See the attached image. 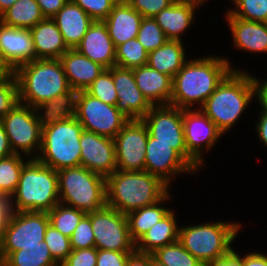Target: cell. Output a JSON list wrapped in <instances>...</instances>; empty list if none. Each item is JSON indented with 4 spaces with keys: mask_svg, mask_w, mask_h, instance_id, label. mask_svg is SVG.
<instances>
[{
    "mask_svg": "<svg viewBox=\"0 0 267 266\" xmlns=\"http://www.w3.org/2000/svg\"><path fill=\"white\" fill-rule=\"evenodd\" d=\"M148 62V52L137 38L130 39L116 47L115 66L133 69L146 65Z\"/></svg>",
    "mask_w": 267,
    "mask_h": 266,
    "instance_id": "obj_36",
    "label": "cell"
},
{
    "mask_svg": "<svg viewBox=\"0 0 267 266\" xmlns=\"http://www.w3.org/2000/svg\"><path fill=\"white\" fill-rule=\"evenodd\" d=\"M72 250L95 247V237L90 217L86 214L70 237Z\"/></svg>",
    "mask_w": 267,
    "mask_h": 266,
    "instance_id": "obj_42",
    "label": "cell"
},
{
    "mask_svg": "<svg viewBox=\"0 0 267 266\" xmlns=\"http://www.w3.org/2000/svg\"><path fill=\"white\" fill-rule=\"evenodd\" d=\"M113 82L117 94L116 108L129 120H140L152 105L137 87L133 69L113 66Z\"/></svg>",
    "mask_w": 267,
    "mask_h": 266,
    "instance_id": "obj_18",
    "label": "cell"
},
{
    "mask_svg": "<svg viewBox=\"0 0 267 266\" xmlns=\"http://www.w3.org/2000/svg\"><path fill=\"white\" fill-rule=\"evenodd\" d=\"M19 102L15 75L7 71L0 78V120Z\"/></svg>",
    "mask_w": 267,
    "mask_h": 266,
    "instance_id": "obj_41",
    "label": "cell"
},
{
    "mask_svg": "<svg viewBox=\"0 0 267 266\" xmlns=\"http://www.w3.org/2000/svg\"><path fill=\"white\" fill-rule=\"evenodd\" d=\"M83 126L69 111H47L42 124L38 161L55 171L81 166Z\"/></svg>",
    "mask_w": 267,
    "mask_h": 266,
    "instance_id": "obj_3",
    "label": "cell"
},
{
    "mask_svg": "<svg viewBox=\"0 0 267 266\" xmlns=\"http://www.w3.org/2000/svg\"><path fill=\"white\" fill-rule=\"evenodd\" d=\"M97 248L72 250L60 266H96Z\"/></svg>",
    "mask_w": 267,
    "mask_h": 266,
    "instance_id": "obj_45",
    "label": "cell"
},
{
    "mask_svg": "<svg viewBox=\"0 0 267 266\" xmlns=\"http://www.w3.org/2000/svg\"><path fill=\"white\" fill-rule=\"evenodd\" d=\"M126 266H150V254L134 251L129 255Z\"/></svg>",
    "mask_w": 267,
    "mask_h": 266,
    "instance_id": "obj_53",
    "label": "cell"
},
{
    "mask_svg": "<svg viewBox=\"0 0 267 266\" xmlns=\"http://www.w3.org/2000/svg\"><path fill=\"white\" fill-rule=\"evenodd\" d=\"M172 209L159 222L152 226L136 243L135 251L153 254L157 249L178 241L179 226Z\"/></svg>",
    "mask_w": 267,
    "mask_h": 266,
    "instance_id": "obj_28",
    "label": "cell"
},
{
    "mask_svg": "<svg viewBox=\"0 0 267 266\" xmlns=\"http://www.w3.org/2000/svg\"><path fill=\"white\" fill-rule=\"evenodd\" d=\"M69 0H36L45 18H52Z\"/></svg>",
    "mask_w": 267,
    "mask_h": 266,
    "instance_id": "obj_49",
    "label": "cell"
},
{
    "mask_svg": "<svg viewBox=\"0 0 267 266\" xmlns=\"http://www.w3.org/2000/svg\"><path fill=\"white\" fill-rule=\"evenodd\" d=\"M169 145L154 142V138L148 133L145 171L159 177L170 187L181 173L196 175V171Z\"/></svg>",
    "mask_w": 267,
    "mask_h": 266,
    "instance_id": "obj_16",
    "label": "cell"
},
{
    "mask_svg": "<svg viewBox=\"0 0 267 266\" xmlns=\"http://www.w3.org/2000/svg\"><path fill=\"white\" fill-rule=\"evenodd\" d=\"M258 112V122L254 125L255 132L258 134L259 142L267 148V109L260 107Z\"/></svg>",
    "mask_w": 267,
    "mask_h": 266,
    "instance_id": "obj_50",
    "label": "cell"
},
{
    "mask_svg": "<svg viewBox=\"0 0 267 266\" xmlns=\"http://www.w3.org/2000/svg\"><path fill=\"white\" fill-rule=\"evenodd\" d=\"M143 16L133 9L125 0H119L108 17L104 19L108 33L115 47L137 38Z\"/></svg>",
    "mask_w": 267,
    "mask_h": 266,
    "instance_id": "obj_25",
    "label": "cell"
},
{
    "mask_svg": "<svg viewBox=\"0 0 267 266\" xmlns=\"http://www.w3.org/2000/svg\"><path fill=\"white\" fill-rule=\"evenodd\" d=\"M1 263L3 266H60L45 241L41 246H22L21 250L9 253Z\"/></svg>",
    "mask_w": 267,
    "mask_h": 266,
    "instance_id": "obj_32",
    "label": "cell"
},
{
    "mask_svg": "<svg viewBox=\"0 0 267 266\" xmlns=\"http://www.w3.org/2000/svg\"><path fill=\"white\" fill-rule=\"evenodd\" d=\"M17 0H0V16L9 9Z\"/></svg>",
    "mask_w": 267,
    "mask_h": 266,
    "instance_id": "obj_55",
    "label": "cell"
},
{
    "mask_svg": "<svg viewBox=\"0 0 267 266\" xmlns=\"http://www.w3.org/2000/svg\"><path fill=\"white\" fill-rule=\"evenodd\" d=\"M253 78L256 85V102L267 109V79H259L254 75Z\"/></svg>",
    "mask_w": 267,
    "mask_h": 266,
    "instance_id": "obj_52",
    "label": "cell"
},
{
    "mask_svg": "<svg viewBox=\"0 0 267 266\" xmlns=\"http://www.w3.org/2000/svg\"><path fill=\"white\" fill-rule=\"evenodd\" d=\"M244 266H267V254L263 252H248L243 255Z\"/></svg>",
    "mask_w": 267,
    "mask_h": 266,
    "instance_id": "obj_51",
    "label": "cell"
},
{
    "mask_svg": "<svg viewBox=\"0 0 267 266\" xmlns=\"http://www.w3.org/2000/svg\"><path fill=\"white\" fill-rule=\"evenodd\" d=\"M254 99V100H253ZM256 85L248 71L232 70L208 97L200 110L225 135L256 101Z\"/></svg>",
    "mask_w": 267,
    "mask_h": 266,
    "instance_id": "obj_4",
    "label": "cell"
},
{
    "mask_svg": "<svg viewBox=\"0 0 267 266\" xmlns=\"http://www.w3.org/2000/svg\"><path fill=\"white\" fill-rule=\"evenodd\" d=\"M57 173L60 203L86 214L106 206V177L83 166L64 168Z\"/></svg>",
    "mask_w": 267,
    "mask_h": 266,
    "instance_id": "obj_8",
    "label": "cell"
},
{
    "mask_svg": "<svg viewBox=\"0 0 267 266\" xmlns=\"http://www.w3.org/2000/svg\"><path fill=\"white\" fill-rule=\"evenodd\" d=\"M14 212H49L60 203L58 173L36 158L23 166L19 183L9 198Z\"/></svg>",
    "mask_w": 267,
    "mask_h": 266,
    "instance_id": "obj_6",
    "label": "cell"
},
{
    "mask_svg": "<svg viewBox=\"0 0 267 266\" xmlns=\"http://www.w3.org/2000/svg\"><path fill=\"white\" fill-rule=\"evenodd\" d=\"M81 7L94 21H103L119 0H72Z\"/></svg>",
    "mask_w": 267,
    "mask_h": 266,
    "instance_id": "obj_43",
    "label": "cell"
},
{
    "mask_svg": "<svg viewBox=\"0 0 267 266\" xmlns=\"http://www.w3.org/2000/svg\"><path fill=\"white\" fill-rule=\"evenodd\" d=\"M148 128L140 120H129L114 138L117 170L145 171Z\"/></svg>",
    "mask_w": 267,
    "mask_h": 266,
    "instance_id": "obj_14",
    "label": "cell"
},
{
    "mask_svg": "<svg viewBox=\"0 0 267 266\" xmlns=\"http://www.w3.org/2000/svg\"><path fill=\"white\" fill-rule=\"evenodd\" d=\"M79 142L81 166L104 177L117 170L114 139L83 130Z\"/></svg>",
    "mask_w": 267,
    "mask_h": 266,
    "instance_id": "obj_17",
    "label": "cell"
},
{
    "mask_svg": "<svg viewBox=\"0 0 267 266\" xmlns=\"http://www.w3.org/2000/svg\"><path fill=\"white\" fill-rule=\"evenodd\" d=\"M184 41L168 40L164 45L148 53L147 64L155 70L174 77L189 59Z\"/></svg>",
    "mask_w": 267,
    "mask_h": 266,
    "instance_id": "obj_29",
    "label": "cell"
},
{
    "mask_svg": "<svg viewBox=\"0 0 267 266\" xmlns=\"http://www.w3.org/2000/svg\"><path fill=\"white\" fill-rule=\"evenodd\" d=\"M205 55L188 59L173 77L170 105L183 110L200 109L232 70H241L232 66L230 58Z\"/></svg>",
    "mask_w": 267,
    "mask_h": 266,
    "instance_id": "obj_2",
    "label": "cell"
},
{
    "mask_svg": "<svg viewBox=\"0 0 267 266\" xmlns=\"http://www.w3.org/2000/svg\"><path fill=\"white\" fill-rule=\"evenodd\" d=\"M19 103L45 112L70 109L74 92L59 59H34L13 71Z\"/></svg>",
    "mask_w": 267,
    "mask_h": 266,
    "instance_id": "obj_1",
    "label": "cell"
},
{
    "mask_svg": "<svg viewBox=\"0 0 267 266\" xmlns=\"http://www.w3.org/2000/svg\"><path fill=\"white\" fill-rule=\"evenodd\" d=\"M232 249L227 255L220 257L205 266H244L243 255Z\"/></svg>",
    "mask_w": 267,
    "mask_h": 266,
    "instance_id": "obj_48",
    "label": "cell"
},
{
    "mask_svg": "<svg viewBox=\"0 0 267 266\" xmlns=\"http://www.w3.org/2000/svg\"><path fill=\"white\" fill-rule=\"evenodd\" d=\"M152 255L166 266H204L179 241L157 249Z\"/></svg>",
    "mask_w": 267,
    "mask_h": 266,
    "instance_id": "obj_35",
    "label": "cell"
},
{
    "mask_svg": "<svg viewBox=\"0 0 267 266\" xmlns=\"http://www.w3.org/2000/svg\"><path fill=\"white\" fill-rule=\"evenodd\" d=\"M45 111L17 103L0 121L14 154L36 158L41 149Z\"/></svg>",
    "mask_w": 267,
    "mask_h": 266,
    "instance_id": "obj_9",
    "label": "cell"
},
{
    "mask_svg": "<svg viewBox=\"0 0 267 266\" xmlns=\"http://www.w3.org/2000/svg\"><path fill=\"white\" fill-rule=\"evenodd\" d=\"M241 228L237 221L193 223L179 227L178 241L205 266L233 249Z\"/></svg>",
    "mask_w": 267,
    "mask_h": 266,
    "instance_id": "obj_7",
    "label": "cell"
},
{
    "mask_svg": "<svg viewBox=\"0 0 267 266\" xmlns=\"http://www.w3.org/2000/svg\"><path fill=\"white\" fill-rule=\"evenodd\" d=\"M137 87L151 105L170 104L173 78L148 64L133 68Z\"/></svg>",
    "mask_w": 267,
    "mask_h": 266,
    "instance_id": "obj_26",
    "label": "cell"
},
{
    "mask_svg": "<svg viewBox=\"0 0 267 266\" xmlns=\"http://www.w3.org/2000/svg\"><path fill=\"white\" fill-rule=\"evenodd\" d=\"M44 241L49 248L52 257L59 264H61L72 252L70 238L63 235L50 224L46 228Z\"/></svg>",
    "mask_w": 267,
    "mask_h": 266,
    "instance_id": "obj_40",
    "label": "cell"
},
{
    "mask_svg": "<svg viewBox=\"0 0 267 266\" xmlns=\"http://www.w3.org/2000/svg\"><path fill=\"white\" fill-rule=\"evenodd\" d=\"M133 252L97 249L96 266H126L128 257Z\"/></svg>",
    "mask_w": 267,
    "mask_h": 266,
    "instance_id": "obj_46",
    "label": "cell"
},
{
    "mask_svg": "<svg viewBox=\"0 0 267 266\" xmlns=\"http://www.w3.org/2000/svg\"><path fill=\"white\" fill-rule=\"evenodd\" d=\"M35 59L32 35L29 29L8 27L0 22V66L6 71Z\"/></svg>",
    "mask_w": 267,
    "mask_h": 266,
    "instance_id": "obj_19",
    "label": "cell"
},
{
    "mask_svg": "<svg viewBox=\"0 0 267 266\" xmlns=\"http://www.w3.org/2000/svg\"><path fill=\"white\" fill-rule=\"evenodd\" d=\"M95 237V247L110 251H135V243L129 234L127 216L105 206L88 213Z\"/></svg>",
    "mask_w": 267,
    "mask_h": 266,
    "instance_id": "obj_13",
    "label": "cell"
},
{
    "mask_svg": "<svg viewBox=\"0 0 267 266\" xmlns=\"http://www.w3.org/2000/svg\"><path fill=\"white\" fill-rule=\"evenodd\" d=\"M7 71L2 67L0 66V78L6 73Z\"/></svg>",
    "mask_w": 267,
    "mask_h": 266,
    "instance_id": "obj_57",
    "label": "cell"
},
{
    "mask_svg": "<svg viewBox=\"0 0 267 266\" xmlns=\"http://www.w3.org/2000/svg\"><path fill=\"white\" fill-rule=\"evenodd\" d=\"M137 39L148 53L161 47L169 40L152 17H143Z\"/></svg>",
    "mask_w": 267,
    "mask_h": 266,
    "instance_id": "obj_38",
    "label": "cell"
},
{
    "mask_svg": "<svg viewBox=\"0 0 267 266\" xmlns=\"http://www.w3.org/2000/svg\"><path fill=\"white\" fill-rule=\"evenodd\" d=\"M8 136L6 135L3 123L0 121V159L13 155Z\"/></svg>",
    "mask_w": 267,
    "mask_h": 266,
    "instance_id": "obj_54",
    "label": "cell"
},
{
    "mask_svg": "<svg viewBox=\"0 0 267 266\" xmlns=\"http://www.w3.org/2000/svg\"><path fill=\"white\" fill-rule=\"evenodd\" d=\"M154 142L170 144L196 172L202 166L187 152L183 131L182 109L167 105H152L142 118Z\"/></svg>",
    "mask_w": 267,
    "mask_h": 266,
    "instance_id": "obj_11",
    "label": "cell"
},
{
    "mask_svg": "<svg viewBox=\"0 0 267 266\" xmlns=\"http://www.w3.org/2000/svg\"><path fill=\"white\" fill-rule=\"evenodd\" d=\"M200 4L193 1L175 0L170 6L160 11L153 18L164 31L169 40L183 41L184 33L188 32L196 19L195 15ZM183 35V36H182Z\"/></svg>",
    "mask_w": 267,
    "mask_h": 266,
    "instance_id": "obj_22",
    "label": "cell"
},
{
    "mask_svg": "<svg viewBox=\"0 0 267 266\" xmlns=\"http://www.w3.org/2000/svg\"><path fill=\"white\" fill-rule=\"evenodd\" d=\"M225 14V22L232 35V47L254 55L267 53V23L236 18L227 10Z\"/></svg>",
    "mask_w": 267,
    "mask_h": 266,
    "instance_id": "obj_21",
    "label": "cell"
},
{
    "mask_svg": "<svg viewBox=\"0 0 267 266\" xmlns=\"http://www.w3.org/2000/svg\"><path fill=\"white\" fill-rule=\"evenodd\" d=\"M150 266H166L162 263H160L158 260H156L152 254H150Z\"/></svg>",
    "mask_w": 267,
    "mask_h": 266,
    "instance_id": "obj_56",
    "label": "cell"
},
{
    "mask_svg": "<svg viewBox=\"0 0 267 266\" xmlns=\"http://www.w3.org/2000/svg\"><path fill=\"white\" fill-rule=\"evenodd\" d=\"M143 17H154L170 6L175 0H125Z\"/></svg>",
    "mask_w": 267,
    "mask_h": 266,
    "instance_id": "obj_44",
    "label": "cell"
},
{
    "mask_svg": "<svg viewBox=\"0 0 267 266\" xmlns=\"http://www.w3.org/2000/svg\"><path fill=\"white\" fill-rule=\"evenodd\" d=\"M48 225L47 212L12 211L0 248V262L9 253L21 250L22 246H41Z\"/></svg>",
    "mask_w": 267,
    "mask_h": 266,
    "instance_id": "obj_12",
    "label": "cell"
},
{
    "mask_svg": "<svg viewBox=\"0 0 267 266\" xmlns=\"http://www.w3.org/2000/svg\"><path fill=\"white\" fill-rule=\"evenodd\" d=\"M64 43L75 49L94 20L72 0H69L53 17Z\"/></svg>",
    "mask_w": 267,
    "mask_h": 266,
    "instance_id": "obj_24",
    "label": "cell"
},
{
    "mask_svg": "<svg viewBox=\"0 0 267 266\" xmlns=\"http://www.w3.org/2000/svg\"><path fill=\"white\" fill-rule=\"evenodd\" d=\"M235 5L227 11L246 21L267 23V0H232Z\"/></svg>",
    "mask_w": 267,
    "mask_h": 266,
    "instance_id": "obj_37",
    "label": "cell"
},
{
    "mask_svg": "<svg viewBox=\"0 0 267 266\" xmlns=\"http://www.w3.org/2000/svg\"><path fill=\"white\" fill-rule=\"evenodd\" d=\"M85 215L81 210L62 203H58L48 212L49 224L69 238Z\"/></svg>",
    "mask_w": 267,
    "mask_h": 266,
    "instance_id": "obj_34",
    "label": "cell"
},
{
    "mask_svg": "<svg viewBox=\"0 0 267 266\" xmlns=\"http://www.w3.org/2000/svg\"><path fill=\"white\" fill-rule=\"evenodd\" d=\"M182 120L187 152L204 167V153L216 146L223 133L200 109H182Z\"/></svg>",
    "mask_w": 267,
    "mask_h": 266,
    "instance_id": "obj_15",
    "label": "cell"
},
{
    "mask_svg": "<svg viewBox=\"0 0 267 266\" xmlns=\"http://www.w3.org/2000/svg\"><path fill=\"white\" fill-rule=\"evenodd\" d=\"M85 91L105 104L116 105L117 94L113 82V67L103 70Z\"/></svg>",
    "mask_w": 267,
    "mask_h": 266,
    "instance_id": "obj_39",
    "label": "cell"
},
{
    "mask_svg": "<svg viewBox=\"0 0 267 266\" xmlns=\"http://www.w3.org/2000/svg\"><path fill=\"white\" fill-rule=\"evenodd\" d=\"M171 191H169L160 201L149 206L128 213L127 220L129 234L136 243L148 230L166 216L172 209L165 207V202L171 201ZM163 204V206H162Z\"/></svg>",
    "mask_w": 267,
    "mask_h": 266,
    "instance_id": "obj_30",
    "label": "cell"
},
{
    "mask_svg": "<svg viewBox=\"0 0 267 266\" xmlns=\"http://www.w3.org/2000/svg\"><path fill=\"white\" fill-rule=\"evenodd\" d=\"M68 84L74 93L85 91L105 68L76 49H68L59 58Z\"/></svg>",
    "mask_w": 267,
    "mask_h": 266,
    "instance_id": "obj_23",
    "label": "cell"
},
{
    "mask_svg": "<svg viewBox=\"0 0 267 266\" xmlns=\"http://www.w3.org/2000/svg\"><path fill=\"white\" fill-rule=\"evenodd\" d=\"M209 0H198V3L202 6H204L203 4H205L206 2H208ZM232 1V0H231Z\"/></svg>",
    "mask_w": 267,
    "mask_h": 266,
    "instance_id": "obj_58",
    "label": "cell"
},
{
    "mask_svg": "<svg viewBox=\"0 0 267 266\" xmlns=\"http://www.w3.org/2000/svg\"><path fill=\"white\" fill-rule=\"evenodd\" d=\"M69 111L83 126V130L112 139L129 121L116 105L105 104L86 91L74 93Z\"/></svg>",
    "mask_w": 267,
    "mask_h": 266,
    "instance_id": "obj_10",
    "label": "cell"
},
{
    "mask_svg": "<svg viewBox=\"0 0 267 266\" xmlns=\"http://www.w3.org/2000/svg\"><path fill=\"white\" fill-rule=\"evenodd\" d=\"M44 19L36 0H17L0 16L3 25L22 29H30Z\"/></svg>",
    "mask_w": 267,
    "mask_h": 266,
    "instance_id": "obj_31",
    "label": "cell"
},
{
    "mask_svg": "<svg viewBox=\"0 0 267 266\" xmlns=\"http://www.w3.org/2000/svg\"><path fill=\"white\" fill-rule=\"evenodd\" d=\"M12 213L9 197L0 195V248L4 241L5 230Z\"/></svg>",
    "mask_w": 267,
    "mask_h": 266,
    "instance_id": "obj_47",
    "label": "cell"
},
{
    "mask_svg": "<svg viewBox=\"0 0 267 266\" xmlns=\"http://www.w3.org/2000/svg\"><path fill=\"white\" fill-rule=\"evenodd\" d=\"M29 159L21 154L0 159V195L11 197L19 183L22 168Z\"/></svg>",
    "mask_w": 267,
    "mask_h": 266,
    "instance_id": "obj_33",
    "label": "cell"
},
{
    "mask_svg": "<svg viewBox=\"0 0 267 266\" xmlns=\"http://www.w3.org/2000/svg\"><path fill=\"white\" fill-rule=\"evenodd\" d=\"M75 49L105 69L116 64V47L104 21H94Z\"/></svg>",
    "mask_w": 267,
    "mask_h": 266,
    "instance_id": "obj_20",
    "label": "cell"
},
{
    "mask_svg": "<svg viewBox=\"0 0 267 266\" xmlns=\"http://www.w3.org/2000/svg\"><path fill=\"white\" fill-rule=\"evenodd\" d=\"M179 1H193V2H197L198 3V0H179Z\"/></svg>",
    "mask_w": 267,
    "mask_h": 266,
    "instance_id": "obj_59",
    "label": "cell"
},
{
    "mask_svg": "<svg viewBox=\"0 0 267 266\" xmlns=\"http://www.w3.org/2000/svg\"><path fill=\"white\" fill-rule=\"evenodd\" d=\"M170 189L159 177L147 171L116 170L106 177V206L127 215L157 203Z\"/></svg>",
    "mask_w": 267,
    "mask_h": 266,
    "instance_id": "obj_5",
    "label": "cell"
},
{
    "mask_svg": "<svg viewBox=\"0 0 267 266\" xmlns=\"http://www.w3.org/2000/svg\"><path fill=\"white\" fill-rule=\"evenodd\" d=\"M35 50V59H59L69 48L52 18H45L29 29Z\"/></svg>",
    "mask_w": 267,
    "mask_h": 266,
    "instance_id": "obj_27",
    "label": "cell"
}]
</instances>
